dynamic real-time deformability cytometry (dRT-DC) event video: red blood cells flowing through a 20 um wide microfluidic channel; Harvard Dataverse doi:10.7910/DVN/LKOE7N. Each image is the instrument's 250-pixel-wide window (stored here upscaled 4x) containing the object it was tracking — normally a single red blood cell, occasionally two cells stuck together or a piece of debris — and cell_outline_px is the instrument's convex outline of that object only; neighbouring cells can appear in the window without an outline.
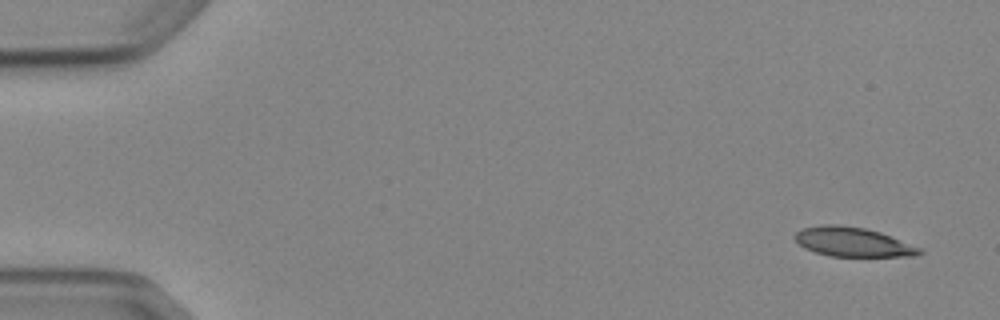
{"species": "Egyptian fruit bat (a non-hibernating species)", "species_latin": "Rousettus aegyptiacus", "temperature_condition": "cold", "stored_images_in_passage": 6, "camera_frame_rate_fps": 3000, "um_per_image_px": 0.085, "animal": {"sex": "female"}, "frame": {"image": 1, "passage_image": 1, "time_ms": 0.0, "image_size_px": [1000, 320], "cell_outline_px": [[924, 252], [916, 256], [828, 256], [804, 248], [792, 236], [796, 232], [804, 228], [820, 224], [840, 224], [864, 228], [880, 232], [920, 248]], "centroid_in_image_um": [72.45, 20.56], "position_along_channel_um": 12.5, "area_um2": 21.21}}
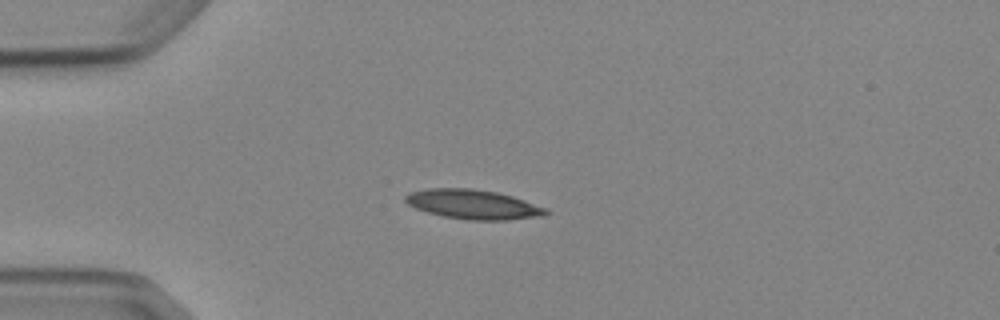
{"frame": {"image": 2, "passage_image": 4, "time_ms": 3.667, "image_size_px": [1000, 320], "cell_outline_px": [[552, 212], [544, 216], [508, 220], [468, 220], [444, 216], [428, 212], [416, 208], [408, 204], [404, 200], [404, 196], [408, 192], [428, 188], [472, 188], [496, 192], [512, 196], [548, 208]], "centroid_in_image_um": [40.25, 17.37], "position_along_channel_um": 44.8, "area_um2": 24.33}}
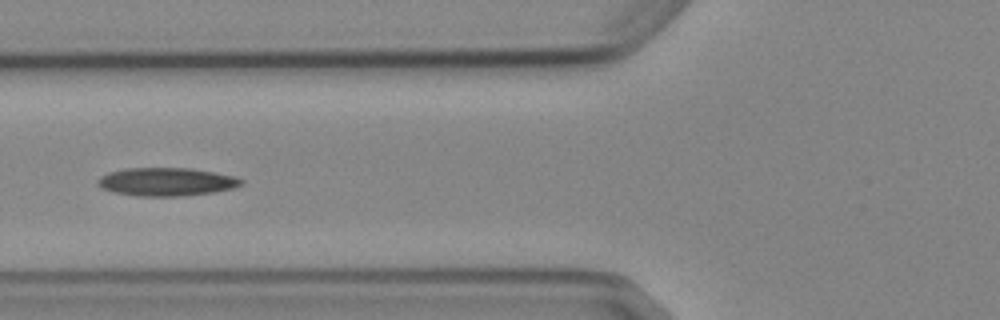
{"frame": {"image": 3, "passage_image": 6, "time_ms": 6.0, "image_size_px": [1000, 320], "cell_outline_px": [[244, 184], [232, 188], [212, 192], [184, 196], [136, 196], [116, 192], [100, 188], [96, 184], [96, 180], [100, 176], [108, 172], [128, 168], [192, 168], [236, 176], [244, 180]], "centroid_in_image_um": [14.14, 15.45], "position_along_channel_um": 111.7, "area_um2": 23.76}}